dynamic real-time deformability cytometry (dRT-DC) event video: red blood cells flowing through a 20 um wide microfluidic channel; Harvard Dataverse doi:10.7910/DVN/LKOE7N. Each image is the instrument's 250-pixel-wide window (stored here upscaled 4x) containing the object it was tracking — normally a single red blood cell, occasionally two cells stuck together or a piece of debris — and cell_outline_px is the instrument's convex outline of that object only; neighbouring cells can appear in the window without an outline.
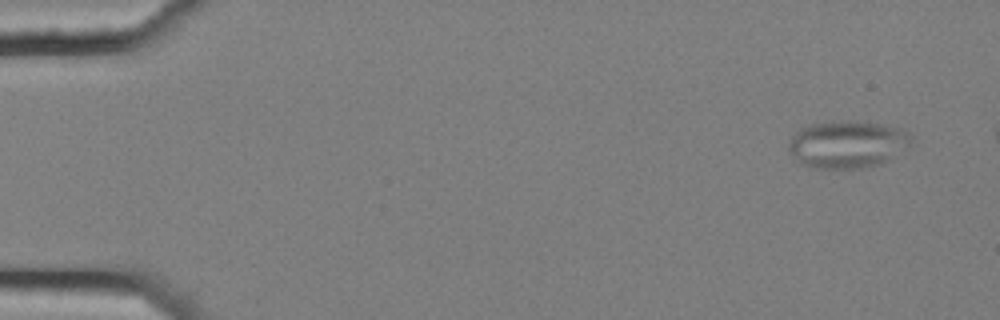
{"species": "common noctule bat (a hibernating species)", "species_latin": "Nyctalus noctula", "temperature_condition": "cold", "stored_images_in_passage": 5, "camera_frame_rate_fps": 3000, "um_per_image_px": 0.085, "animal": {"sex": "female", "body_mass_g": 25.1}, "frame": {"image": 1, "passage_image": 1, "time_ms": 0.0, "image_size_px": [1000, 320], "cell_outline_px": [[912, 140], [908, 144], [888, 160], [876, 164], [860, 168], [812, 168], [800, 164], [788, 148], [788, 144], [792, 136], [800, 128], [812, 124], [832, 120], [856, 120], [880, 124], [900, 128], [908, 132], [912, 136]], "centroid_in_image_um": [71.98, 12.24], "position_along_channel_um": 13.0, "area_um2": 33.7}}